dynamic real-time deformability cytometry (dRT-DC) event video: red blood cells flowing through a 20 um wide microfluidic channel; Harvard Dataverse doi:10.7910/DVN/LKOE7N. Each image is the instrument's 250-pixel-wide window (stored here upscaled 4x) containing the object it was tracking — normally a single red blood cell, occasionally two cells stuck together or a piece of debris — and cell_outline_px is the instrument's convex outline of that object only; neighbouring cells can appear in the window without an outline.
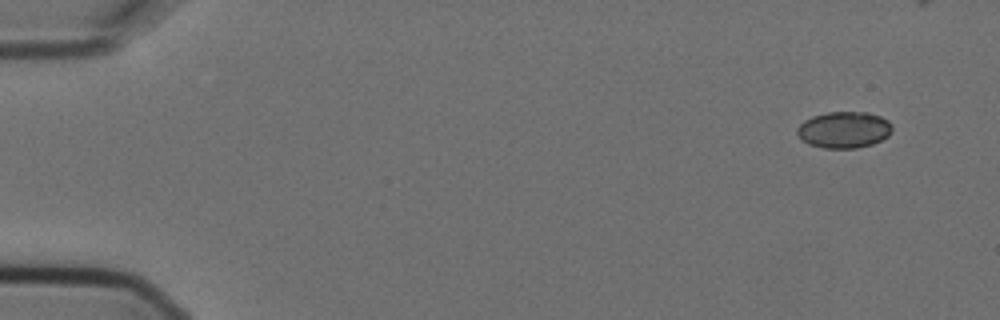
{"species": "Egyptian fruit bat (a non-hibernating species)", "species_latin": "Rousettus aegyptiacus", "temperature_condition": "cold", "stored_images_in_passage": 4, "camera_frame_rate_fps": 3000, "um_per_image_px": 0.085, "animal": {"sex": "female"}, "frame": {"image": 1, "passage_image": 1, "time_ms": 0.0, "image_size_px": [1000, 320], "cell_outline_px": [[892, 132], [888, 136], [872, 144], [856, 148], [824, 148], [808, 144], [796, 132], [796, 128], [804, 120], [812, 116], [828, 112], [868, 112], [880, 116], [888, 120], [892, 124]], "centroid_in_image_um": [71.75, 11.02], "position_along_channel_um": 13.2, "area_um2": 20.23}}
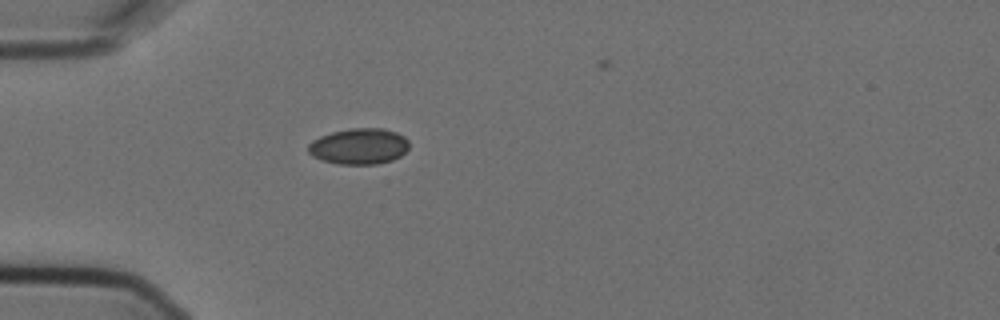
{"frame": {"image": 2, "passage_image": 4, "time_ms": 1.0, "image_size_px": [1000, 320], "cell_outline_px": [[408, 148], [400, 156], [392, 160], [376, 164], [336, 164], [320, 160], [312, 156], [308, 152], [308, 144], [312, 140], [320, 136], [332, 132], [352, 128], [384, 128], [396, 132], [404, 136], [408, 140]], "centroid_in_image_um": [30.49, 12.44], "position_along_channel_um": 54.5, "area_um2": 21.27}}